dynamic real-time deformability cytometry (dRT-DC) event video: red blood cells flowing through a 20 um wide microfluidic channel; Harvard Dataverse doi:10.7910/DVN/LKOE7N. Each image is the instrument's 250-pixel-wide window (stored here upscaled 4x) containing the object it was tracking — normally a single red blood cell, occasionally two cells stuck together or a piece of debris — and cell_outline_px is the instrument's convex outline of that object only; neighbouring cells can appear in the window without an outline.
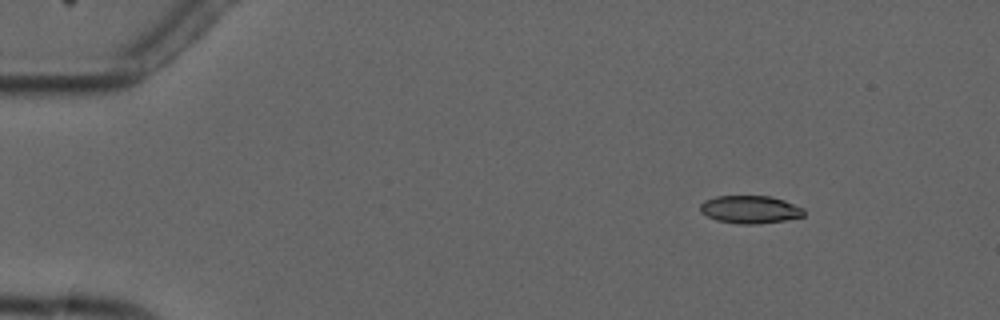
{"species": "common noctule bat (a hibernating species)", "species_latin": "Nyctalus noctula", "temperature_condition": "cold", "stored_images_in_passage": 8, "camera_frame_rate_fps": 3000, "um_per_image_px": 0.085, "animal": {"sex": "male", "forearm_length_mm": 52.5}, "frame": {"image": 1, "passage_image": 2, "time_ms": 2.0, "image_size_px": [1000, 320], "cell_outline_px": [[804, 216], [784, 220], [756, 224], [740, 224], [716, 220], [700, 212], [700, 204], [704, 200], [716, 196], [772, 196], [784, 200], [804, 208]], "centroid_in_image_um": [63.75, 17.8], "position_along_channel_um": 21.3, "area_um2": 16.82}}
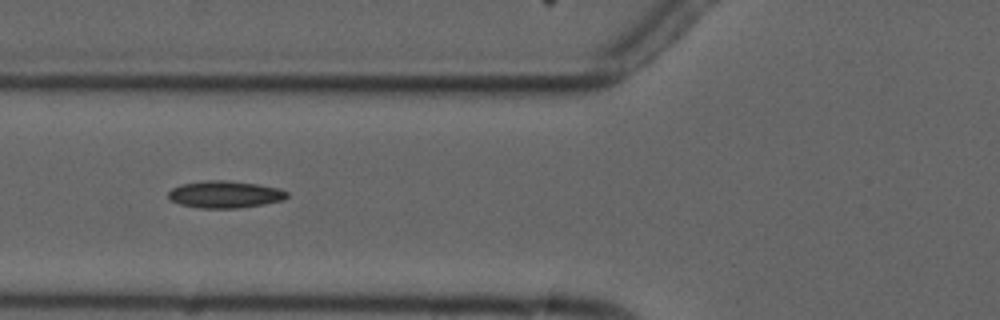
{"frame": {"image": 2, "passage_image": 6, "time_ms": 6.667, "image_size_px": [1000, 320], "cell_outline_px": [[288, 196], [284, 200], [264, 204], [240, 208], [200, 208], [180, 204], [168, 200], [168, 192], [172, 188], [180, 184], [208, 180], [228, 180], [256, 184], [280, 188], [288, 192]], "centroid_in_image_um": [19.11, 16.52], "position_along_channel_um": 106.7, "area_um2": 18.9}}
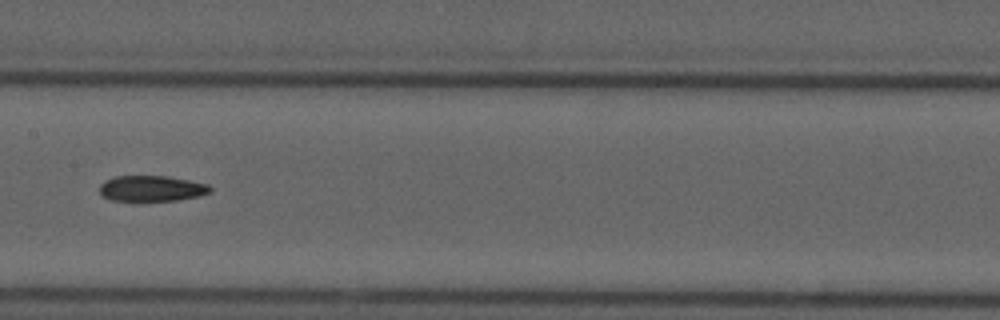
{"frame": {"image": 3, "passage_image": 8, "time_ms": 9.0, "image_size_px": [1000, 320], "cell_outline_px": [[212, 192], [200, 196], [176, 200], [140, 204], [136, 204], [112, 200], [100, 196], [100, 184], [104, 180], [112, 176], [168, 176], [208, 184], [212, 188]], "centroid_in_image_um": [12.83, 16.07], "position_along_channel_um": 194.6, "area_um2": 17.63}}